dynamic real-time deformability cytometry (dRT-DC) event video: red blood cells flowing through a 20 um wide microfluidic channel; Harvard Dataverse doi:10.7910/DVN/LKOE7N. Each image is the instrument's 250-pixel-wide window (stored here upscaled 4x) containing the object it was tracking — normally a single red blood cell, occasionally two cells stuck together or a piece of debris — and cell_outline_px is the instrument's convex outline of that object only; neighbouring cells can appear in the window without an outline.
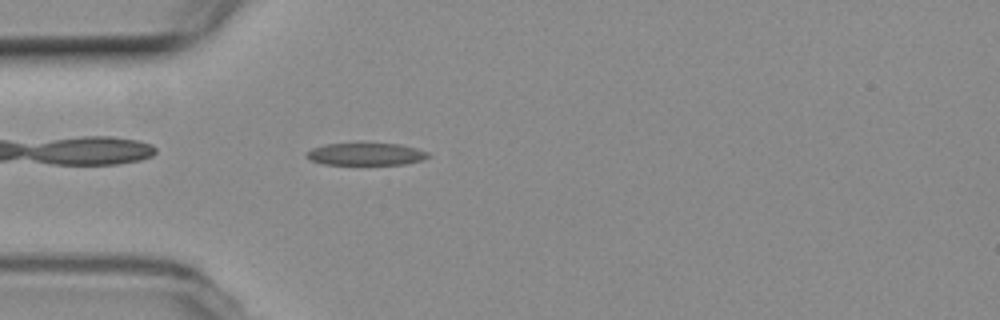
{"species": "common noctule bat (a hibernating species)", "species_latin": "Nyctalus noctula", "temperature_condition": "room temperature", "stored_images_in_passage": 5, "camera_frame_rate_fps": 3000, "um_per_image_px": 0.085, "animal": {"sex": "female", "body_mass_g": 19.3, "forearm_length_mm": 54.1}, "frame": {"image": 1, "passage_image": 5, "time_ms": 4.667, "image_size_px": [1000, 320], "cell_outline_px": [[432, 156], [424, 160], [404, 164], [324, 164], [312, 160], [304, 156], [312, 148], [324, 144], [360, 140], [400, 144], [416, 148], [428, 152]], "centroid_in_image_um": [31.12, 13.04], "position_along_channel_um": 53.9, "area_um2": 16.76}}